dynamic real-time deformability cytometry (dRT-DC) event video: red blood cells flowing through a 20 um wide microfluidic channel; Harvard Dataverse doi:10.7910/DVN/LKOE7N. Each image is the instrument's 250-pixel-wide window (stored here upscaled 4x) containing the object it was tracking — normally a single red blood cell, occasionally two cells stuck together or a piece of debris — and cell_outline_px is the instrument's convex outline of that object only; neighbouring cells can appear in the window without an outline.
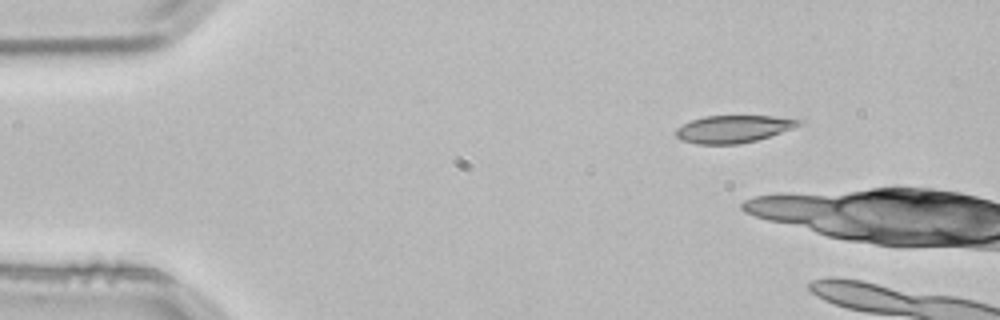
{"species": "common noctule bat (a hibernating species)", "species_latin": "Nyctalus noctula", "temperature_condition": "room temperature", "stored_images_in_passage": 3, "camera_frame_rate_fps": 3000, "um_per_image_px": 0.085, "animal": {"sex": "male", "body_mass_g": 21.5, "forearm_length_mm": 52.0}, "frame": {"image": 1, "passage_image": 1, "time_ms": 0.0, "image_size_px": [1000, 320], "cell_outline_px": [[804, 120], [800, 124], [792, 128], [756, 140], [736, 144], [696, 144], [680, 140], [672, 132], [676, 128], [692, 120], [704, 116], [772, 116]], "centroid_in_image_um": [62.26, 10.96], "position_along_channel_um": 22.7, "area_um2": 19.48}}